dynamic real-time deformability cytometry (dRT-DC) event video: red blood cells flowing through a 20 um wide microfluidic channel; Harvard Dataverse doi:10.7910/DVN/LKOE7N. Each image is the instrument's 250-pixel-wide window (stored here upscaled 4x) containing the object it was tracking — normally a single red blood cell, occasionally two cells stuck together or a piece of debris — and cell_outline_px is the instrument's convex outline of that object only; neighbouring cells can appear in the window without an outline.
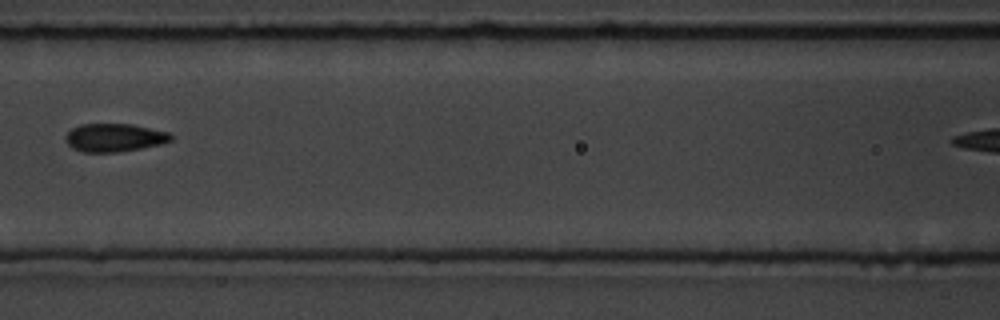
{"species": "common noctule bat (a hibernating species)", "species_latin": "Nyctalus noctula", "temperature_condition": "room temperature", "stored_images_in_passage": 11, "camera_frame_rate_fps": 3000, "um_per_image_px": 0.085, "animal": {"sex": "male", "body_mass_g": 19.5, "forearm_length_mm": 54.6}, "frame": {"image": 1, "passage_image": 4, "time_ms": 3.333, "image_size_px": [1000, 320], "cell_outline_px": [[172, 140], [160, 144], [140, 148], [116, 152], [84, 152], [72, 148], [68, 144], [68, 132], [72, 128], [80, 124], [132, 124], [168, 132], [172, 136]], "centroid_in_image_um": [9.73, 11.69], "position_along_channel_um": 156.9, "area_um2": 16.99}}
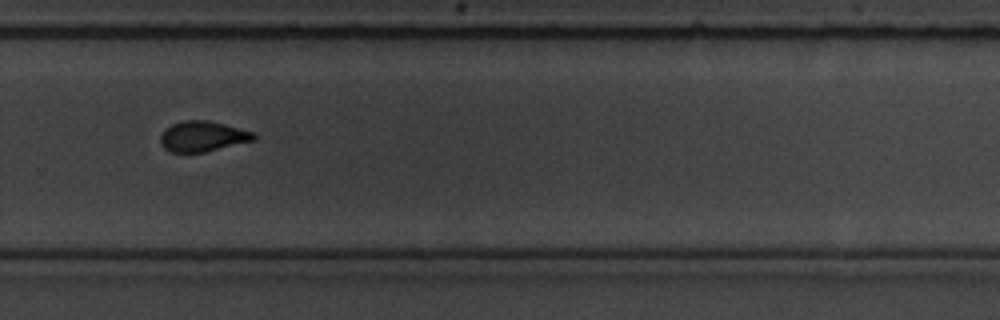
{"frame": {"image": 2, "passage_image": 8, "time_ms": 7.667, "image_size_px": [1000, 320], "cell_outline_px": [[256, 140], [204, 152], [172, 152], [164, 148], [160, 144], [160, 136], [172, 124], [184, 120], [208, 120], [256, 132]], "centroid_in_image_um": [17.27, 11.59], "position_along_channel_um": 312.5, "area_um2": 16.53}, "authors_computed_cell_mechanics": {"area_um2": 17.5134, "velocity_mm_per_s": 3.609, "shape_relaxation_time_tau1_ms": 4.5498, "shape_relaxation_time_tau2_ms": null, "deformation_change_tau1": 0.0902, "deformation_change_tau2": null}}